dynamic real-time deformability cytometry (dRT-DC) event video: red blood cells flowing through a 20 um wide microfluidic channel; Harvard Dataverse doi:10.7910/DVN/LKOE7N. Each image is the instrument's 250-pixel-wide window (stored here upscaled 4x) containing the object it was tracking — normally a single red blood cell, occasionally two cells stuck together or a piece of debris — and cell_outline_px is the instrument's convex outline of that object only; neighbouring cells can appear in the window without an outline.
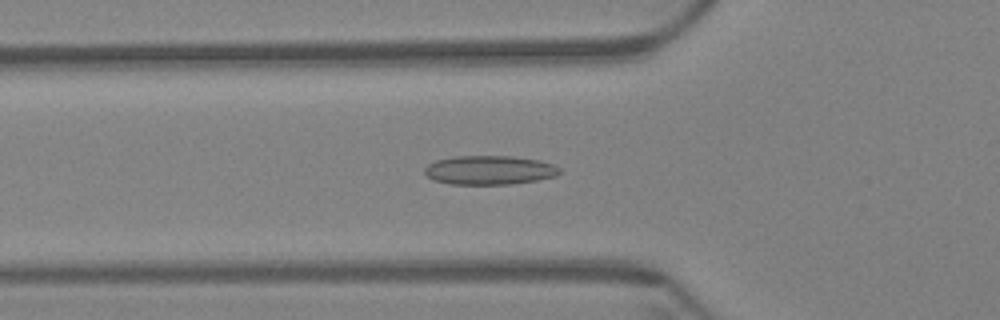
{"species": "Egyptian fruit bat (a non-hibernating species)", "species_latin": "Rousettus aegyptiacus", "temperature_condition": "warm", "stored_images_in_passage": 27, "camera_frame_rate_fps": 3000, "um_per_image_px": 0.085, "animal": {"sex": "female"}, "frame": {"image": 1, "passage_image": 6, "time_ms": 1.667, "image_size_px": [1000, 320], "cell_outline_px": [[560, 172], [556, 176], [536, 180], [512, 184], [448, 184], [436, 180], [428, 176], [424, 172], [424, 168], [428, 164], [436, 160], [452, 156], [512, 156], [540, 160], [552, 164], [560, 168]], "centroid_in_image_um": [41.6, 14.45], "position_along_channel_um": 84.2, "area_um2": 22.83}}
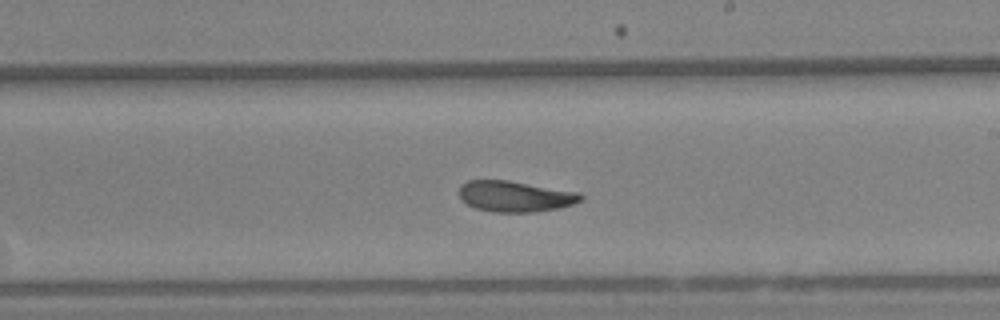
{"frame": {"image": 2, "passage_image": 16, "time_ms": 5.0, "image_size_px": [1000, 320], "cell_outline_px": [[584, 200], [560, 208], [532, 212], [492, 212], [476, 208], [460, 200], [460, 184], [468, 180], [508, 180], [580, 192], [584, 196]], "centroid_in_image_um": [43.81, 16.68], "position_along_channel_um": 245.2, "area_um2": 22.08}}
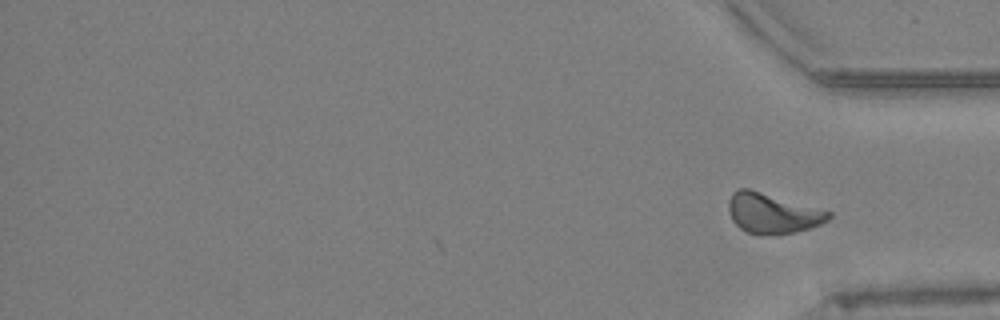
{"frame": {"image": 3, "passage_image": 27, "time_ms": 8.667, "image_size_px": [1000, 320], "cell_outline_px": [[832, 216], [828, 220], [820, 224], [796, 232], [776, 236], [748, 232], [740, 228], [732, 220], [728, 212], [728, 200], [732, 192], [736, 188], [748, 188], [832, 212]], "centroid_in_image_um": [65.63, 18.13], "position_along_channel_um": 369.6, "area_um2": 23.47}, "authors_computed_cell_mechanics": {"area_um2": 21.964, "velocity_mm_per_s": 3.404, "shape_relaxation_time_tau1_ms": 9.0387, "shape_relaxation_time_tau2_ms": 2.5214, "deformation_change_tau1": 0.1408, "deformation_change_tau2": 0.0958}}